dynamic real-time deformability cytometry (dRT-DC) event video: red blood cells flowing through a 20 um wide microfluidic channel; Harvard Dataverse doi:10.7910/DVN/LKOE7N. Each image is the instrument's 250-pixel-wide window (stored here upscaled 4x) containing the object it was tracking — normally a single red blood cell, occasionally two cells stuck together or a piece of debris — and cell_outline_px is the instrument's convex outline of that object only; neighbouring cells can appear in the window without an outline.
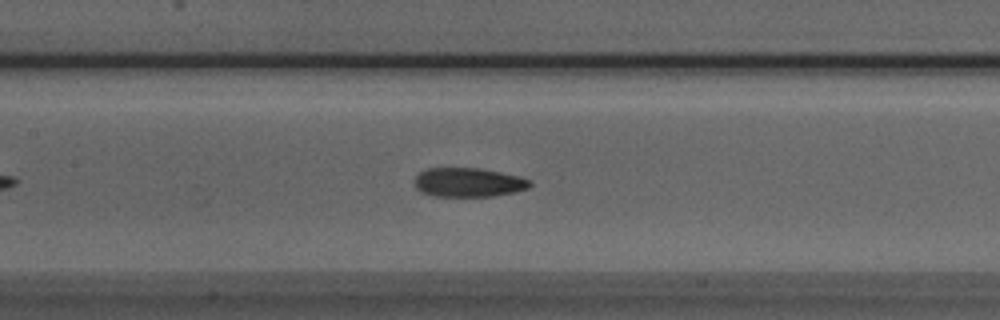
{"species": "Egyptian fruit bat (a non-hibernating species)", "species_latin": "Rousettus aegyptiacus", "temperature_condition": "room temperature", "stored_images_in_passage": 43, "camera_frame_rate_fps": 3000, "um_per_image_px": 0.085, "animal": {"sex": "male"}, "frame": {"image": 1, "passage_image": 15, "time_ms": 4.667, "image_size_px": [1000, 320], "cell_outline_px": [[532, 184], [528, 188], [516, 192], [492, 196], [432, 196], [420, 192], [416, 188], [416, 176], [420, 172], [428, 168], [476, 168], [500, 172], [520, 176], [532, 180]], "centroid_in_image_um": [39.84, 15.51], "position_along_channel_um": 167.6, "area_um2": 19.59}}
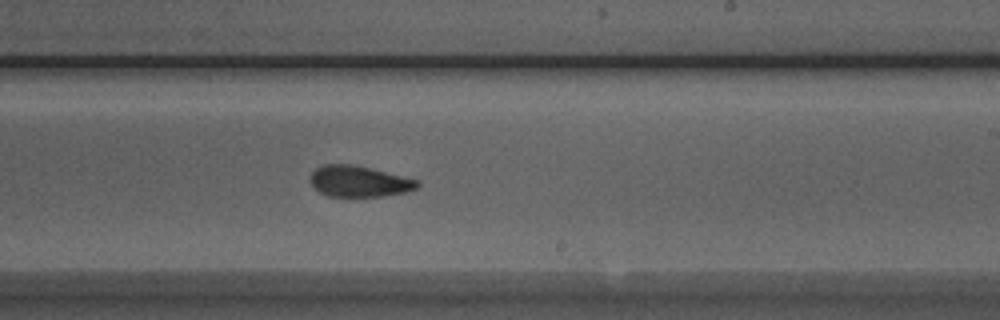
{"frame": {"image": 2, "passage_image": 22, "time_ms": 7.0, "image_size_px": [1000, 320], "cell_outline_px": [[420, 184], [416, 188], [404, 192], [384, 196], [328, 196], [312, 188], [308, 180], [312, 172], [320, 164], [352, 164], [372, 168], [416, 180]], "centroid_in_image_um": [30.43, 15.4], "position_along_channel_um": 258.6, "area_um2": 19.42}}
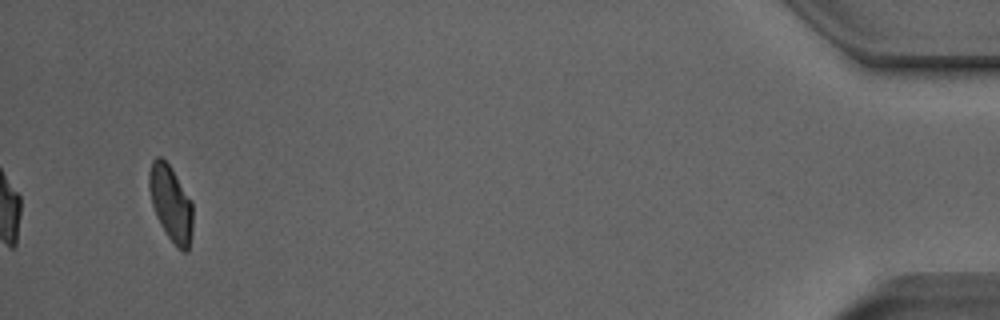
{"frame": {"image": 3, "passage_image": 41, "time_ms": 13.333, "image_size_px": [1000, 320], "cell_outline_px": [[192, 232], [188, 252], [184, 252], [176, 248], [160, 224], [156, 216], [152, 204], [148, 188], [148, 172], [152, 160], [156, 156], [160, 156], [172, 168], [192, 200]], "centroid_in_image_um": [14.52, 17.28], "position_along_channel_um": 420.7, "area_um2": 19.59}, "authors_computed_cell_mechanics": {"area_um2": 20.0566, "velocity_mm_per_s": 3.9079, "shape_relaxation_time_tau1_ms": 6.5454, "shape_relaxation_time_tau2_ms": 1.6948, "deformation_change_tau1": 0.1796, "deformation_change_tau2": 0.0775}}